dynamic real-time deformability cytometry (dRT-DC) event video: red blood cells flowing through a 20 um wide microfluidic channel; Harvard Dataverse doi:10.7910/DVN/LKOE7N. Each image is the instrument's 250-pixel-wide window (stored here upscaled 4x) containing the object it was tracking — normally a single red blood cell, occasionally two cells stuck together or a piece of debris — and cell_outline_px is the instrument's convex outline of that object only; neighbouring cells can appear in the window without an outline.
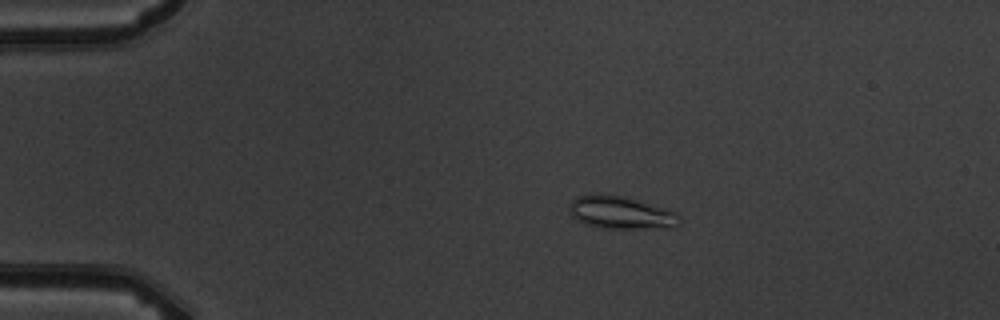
{"species": "common noctule bat (a hibernating species)", "species_latin": "Nyctalus noctula", "temperature_condition": "warm", "stored_images_in_passage": 8, "camera_frame_rate_fps": 3000, "um_per_image_px": 0.085, "animal": {"sex": "male", "body_mass_g": 19.5, "forearm_length_mm": 54.6}, "frame": {"image": 1, "passage_image": 4, "time_ms": 3.333, "image_size_px": [1000, 320], "cell_outline_px": [[680, 224], [676, 228], [604, 228], [584, 224], [572, 216], [568, 208], [568, 204], [576, 196], [600, 192], [624, 196], [664, 208], [676, 212], [680, 216]], "centroid_in_image_um": [52.76, 18.06], "position_along_channel_um": 32.2, "area_um2": 21.39}}
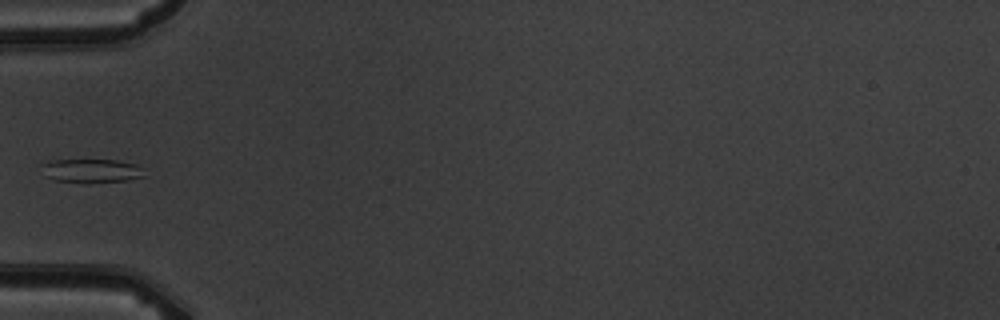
{"frame": {"image": 2, "passage_image": 6, "time_ms": 6.0, "image_size_px": [1000, 320], "cell_outline_px": [[144, 176], [128, 180], [88, 184], [56, 180], [44, 176], [40, 164], [48, 160], [116, 160], [136, 164], [144, 168]], "centroid_in_image_um": [7.75, 14.53], "position_along_channel_um": 77.2, "area_um2": 14.62}}
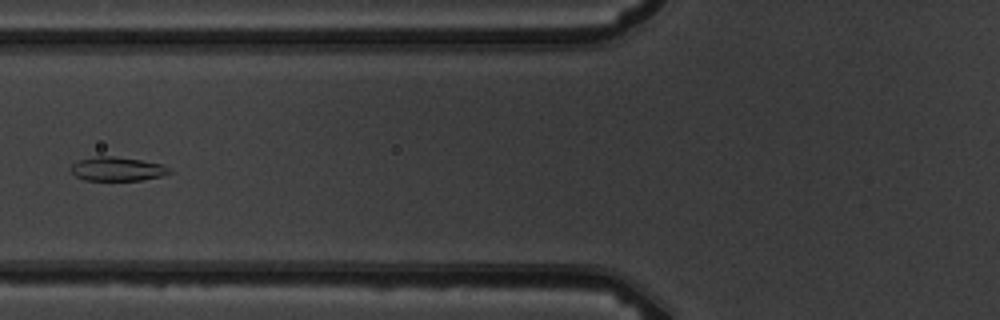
{"frame": {"image": 3, "passage_image": 7, "time_ms": 7.0, "image_size_px": [1000, 320], "cell_outline_px": [[172, 172], [164, 176], [140, 180], [84, 180], [76, 176], [72, 172], [72, 164], [80, 160], [96, 156], [112, 156], [140, 160], [164, 164]], "centroid_in_image_um": [10.01, 14.36], "position_along_channel_um": 115.8, "area_um2": 13.64}}